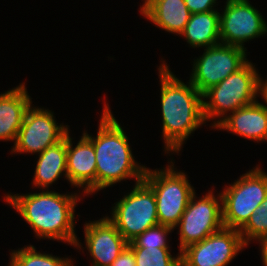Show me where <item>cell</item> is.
Instances as JSON below:
<instances>
[{"label":"cell","instance_id":"cell-1","mask_svg":"<svg viewBox=\"0 0 267 266\" xmlns=\"http://www.w3.org/2000/svg\"><path fill=\"white\" fill-rule=\"evenodd\" d=\"M159 71L164 142L167 151L178 153L183 141L206 121L203 96L190 81L187 86L175 77L166 64Z\"/></svg>","mask_w":267,"mask_h":266},{"label":"cell","instance_id":"cell-2","mask_svg":"<svg viewBox=\"0 0 267 266\" xmlns=\"http://www.w3.org/2000/svg\"><path fill=\"white\" fill-rule=\"evenodd\" d=\"M76 195L46 191L27 195H7L6 201L20 213L40 238L67 241L80 246L74 231Z\"/></svg>","mask_w":267,"mask_h":266},{"label":"cell","instance_id":"cell-3","mask_svg":"<svg viewBox=\"0 0 267 266\" xmlns=\"http://www.w3.org/2000/svg\"><path fill=\"white\" fill-rule=\"evenodd\" d=\"M105 105L97 136L84 133L92 142L96 157V191L131 177L143 181L146 168L134 160L127 136ZM137 163V164H136Z\"/></svg>","mask_w":267,"mask_h":266},{"label":"cell","instance_id":"cell-4","mask_svg":"<svg viewBox=\"0 0 267 266\" xmlns=\"http://www.w3.org/2000/svg\"><path fill=\"white\" fill-rule=\"evenodd\" d=\"M258 73L252 63L247 62L237 72L230 74L219 84L210 87L202 96L205 120L218 117L230 111L256 102L258 94Z\"/></svg>","mask_w":267,"mask_h":266},{"label":"cell","instance_id":"cell-5","mask_svg":"<svg viewBox=\"0 0 267 266\" xmlns=\"http://www.w3.org/2000/svg\"><path fill=\"white\" fill-rule=\"evenodd\" d=\"M172 166L166 170L151 171L146 168L143 181L153 190L156 197L158 222L176 228L195 193L183 172H176Z\"/></svg>","mask_w":267,"mask_h":266},{"label":"cell","instance_id":"cell-6","mask_svg":"<svg viewBox=\"0 0 267 266\" xmlns=\"http://www.w3.org/2000/svg\"><path fill=\"white\" fill-rule=\"evenodd\" d=\"M225 189L219 194L223 226L240 230L267 197V174L256 167Z\"/></svg>","mask_w":267,"mask_h":266},{"label":"cell","instance_id":"cell-7","mask_svg":"<svg viewBox=\"0 0 267 266\" xmlns=\"http://www.w3.org/2000/svg\"><path fill=\"white\" fill-rule=\"evenodd\" d=\"M115 204L108 219L128 243L159 224L155 194L144 181L136 182L133 190Z\"/></svg>","mask_w":267,"mask_h":266},{"label":"cell","instance_id":"cell-8","mask_svg":"<svg viewBox=\"0 0 267 266\" xmlns=\"http://www.w3.org/2000/svg\"><path fill=\"white\" fill-rule=\"evenodd\" d=\"M245 51L243 48L224 43L207 47L205 53L197 58L193 65L191 84L203 94L248 62Z\"/></svg>","mask_w":267,"mask_h":266},{"label":"cell","instance_id":"cell-9","mask_svg":"<svg viewBox=\"0 0 267 266\" xmlns=\"http://www.w3.org/2000/svg\"><path fill=\"white\" fill-rule=\"evenodd\" d=\"M245 246L239 230L223 227L183 249L181 266H226Z\"/></svg>","mask_w":267,"mask_h":266},{"label":"cell","instance_id":"cell-10","mask_svg":"<svg viewBox=\"0 0 267 266\" xmlns=\"http://www.w3.org/2000/svg\"><path fill=\"white\" fill-rule=\"evenodd\" d=\"M191 196L186 210L178 223L180 226V252L188 245L204 240L209 235L221 230L222 206L210 191L200 200Z\"/></svg>","mask_w":267,"mask_h":266},{"label":"cell","instance_id":"cell-11","mask_svg":"<svg viewBox=\"0 0 267 266\" xmlns=\"http://www.w3.org/2000/svg\"><path fill=\"white\" fill-rule=\"evenodd\" d=\"M221 43L244 48L243 43L267 33V25L259 11L248 0H227L220 14Z\"/></svg>","mask_w":267,"mask_h":266},{"label":"cell","instance_id":"cell-12","mask_svg":"<svg viewBox=\"0 0 267 266\" xmlns=\"http://www.w3.org/2000/svg\"><path fill=\"white\" fill-rule=\"evenodd\" d=\"M53 113L44 109H27L12 152L41 154L48 147L60 142L68 132L67 126H58Z\"/></svg>","mask_w":267,"mask_h":266},{"label":"cell","instance_id":"cell-13","mask_svg":"<svg viewBox=\"0 0 267 266\" xmlns=\"http://www.w3.org/2000/svg\"><path fill=\"white\" fill-rule=\"evenodd\" d=\"M85 241L94 258L93 266H111L128 246V242L108 217L85 224Z\"/></svg>","mask_w":267,"mask_h":266},{"label":"cell","instance_id":"cell-14","mask_svg":"<svg viewBox=\"0 0 267 266\" xmlns=\"http://www.w3.org/2000/svg\"><path fill=\"white\" fill-rule=\"evenodd\" d=\"M69 131L67 132V179L74 186L83 187L85 193L96 191V157L91 140L83 133L73 148Z\"/></svg>","mask_w":267,"mask_h":266},{"label":"cell","instance_id":"cell-15","mask_svg":"<svg viewBox=\"0 0 267 266\" xmlns=\"http://www.w3.org/2000/svg\"><path fill=\"white\" fill-rule=\"evenodd\" d=\"M213 127L256 141L267 140V108L256 101L238 108L232 115L214 122Z\"/></svg>","mask_w":267,"mask_h":266},{"label":"cell","instance_id":"cell-16","mask_svg":"<svg viewBox=\"0 0 267 266\" xmlns=\"http://www.w3.org/2000/svg\"><path fill=\"white\" fill-rule=\"evenodd\" d=\"M30 100L23 84L0 94V140L16 141Z\"/></svg>","mask_w":267,"mask_h":266},{"label":"cell","instance_id":"cell-17","mask_svg":"<svg viewBox=\"0 0 267 266\" xmlns=\"http://www.w3.org/2000/svg\"><path fill=\"white\" fill-rule=\"evenodd\" d=\"M140 10L159 28L179 35L191 16L184 0H145Z\"/></svg>","mask_w":267,"mask_h":266},{"label":"cell","instance_id":"cell-18","mask_svg":"<svg viewBox=\"0 0 267 266\" xmlns=\"http://www.w3.org/2000/svg\"><path fill=\"white\" fill-rule=\"evenodd\" d=\"M219 23L220 13L217 10L191 14L180 35L185 36L192 47H211L221 43Z\"/></svg>","mask_w":267,"mask_h":266},{"label":"cell","instance_id":"cell-19","mask_svg":"<svg viewBox=\"0 0 267 266\" xmlns=\"http://www.w3.org/2000/svg\"><path fill=\"white\" fill-rule=\"evenodd\" d=\"M66 157H67V134L58 143L48 147L41 154L37 161L34 185L43 188L49 187L65 172L67 179L66 169Z\"/></svg>","mask_w":267,"mask_h":266},{"label":"cell","instance_id":"cell-20","mask_svg":"<svg viewBox=\"0 0 267 266\" xmlns=\"http://www.w3.org/2000/svg\"><path fill=\"white\" fill-rule=\"evenodd\" d=\"M72 262L66 258L61 259L50 254L37 252L34 246L14 251L11 254L9 266H72Z\"/></svg>","mask_w":267,"mask_h":266},{"label":"cell","instance_id":"cell-21","mask_svg":"<svg viewBox=\"0 0 267 266\" xmlns=\"http://www.w3.org/2000/svg\"><path fill=\"white\" fill-rule=\"evenodd\" d=\"M134 253L136 266H181V255L172 257L168 248H130Z\"/></svg>","mask_w":267,"mask_h":266},{"label":"cell","instance_id":"cell-22","mask_svg":"<svg viewBox=\"0 0 267 266\" xmlns=\"http://www.w3.org/2000/svg\"><path fill=\"white\" fill-rule=\"evenodd\" d=\"M244 244L247 246L249 240H262L267 237V197L250 216L247 223L239 230Z\"/></svg>","mask_w":267,"mask_h":266},{"label":"cell","instance_id":"cell-23","mask_svg":"<svg viewBox=\"0 0 267 266\" xmlns=\"http://www.w3.org/2000/svg\"><path fill=\"white\" fill-rule=\"evenodd\" d=\"M173 228L158 224L148 228L142 234H139L131 242L128 243L129 248H169L166 236Z\"/></svg>","mask_w":267,"mask_h":266},{"label":"cell","instance_id":"cell-24","mask_svg":"<svg viewBox=\"0 0 267 266\" xmlns=\"http://www.w3.org/2000/svg\"><path fill=\"white\" fill-rule=\"evenodd\" d=\"M191 14L209 12L214 10L212 7L216 0H184Z\"/></svg>","mask_w":267,"mask_h":266},{"label":"cell","instance_id":"cell-25","mask_svg":"<svg viewBox=\"0 0 267 266\" xmlns=\"http://www.w3.org/2000/svg\"><path fill=\"white\" fill-rule=\"evenodd\" d=\"M111 266H136L133 251L127 246L122 253L113 261Z\"/></svg>","mask_w":267,"mask_h":266},{"label":"cell","instance_id":"cell-26","mask_svg":"<svg viewBox=\"0 0 267 266\" xmlns=\"http://www.w3.org/2000/svg\"><path fill=\"white\" fill-rule=\"evenodd\" d=\"M258 93H261L263 99L265 100L267 104V80L266 82H262L261 78L258 77ZM266 108L267 106L264 105Z\"/></svg>","mask_w":267,"mask_h":266},{"label":"cell","instance_id":"cell-27","mask_svg":"<svg viewBox=\"0 0 267 266\" xmlns=\"http://www.w3.org/2000/svg\"><path fill=\"white\" fill-rule=\"evenodd\" d=\"M260 244L262 247L261 249H262L263 264L267 266V237L260 240Z\"/></svg>","mask_w":267,"mask_h":266}]
</instances>
